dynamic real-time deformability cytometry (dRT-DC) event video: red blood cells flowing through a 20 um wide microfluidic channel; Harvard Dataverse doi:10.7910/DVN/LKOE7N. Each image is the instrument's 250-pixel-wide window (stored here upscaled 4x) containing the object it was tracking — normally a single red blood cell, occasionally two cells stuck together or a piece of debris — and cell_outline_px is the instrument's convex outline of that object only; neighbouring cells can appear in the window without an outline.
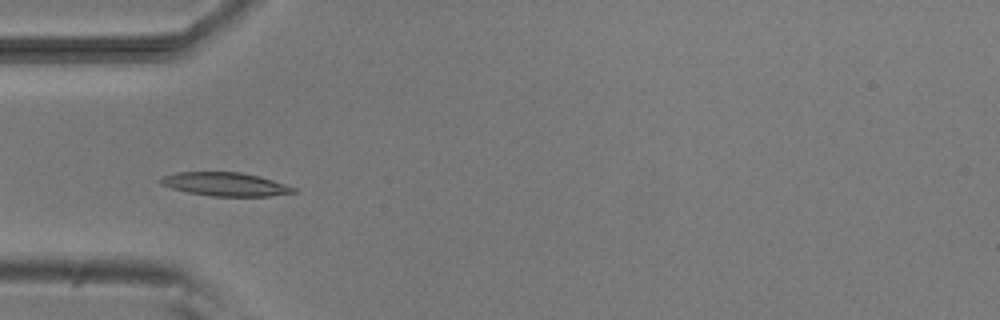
{"species": "common noctule bat (a hibernating species)", "species_latin": "Nyctalus noctula", "temperature_condition": "room temperature", "stored_images_in_passage": 6, "camera_frame_rate_fps": 3000, "um_per_image_px": 0.085, "animal": {"sex": "male", "body_mass_g": 20.5, "forearm_length_mm": 52.5}, "frame": {"image": 1, "passage_image": 5, "time_ms": 4.667, "image_size_px": [1000, 320], "cell_outline_px": [[300, 192], [272, 196], [212, 196], [188, 192], [172, 188], [160, 184], [156, 180], [160, 176], [176, 172], [240, 172], [260, 176], [296, 188]], "centroid_in_image_um": [19.13, 15.65], "position_along_channel_um": 65.9, "area_um2": 18.44}}
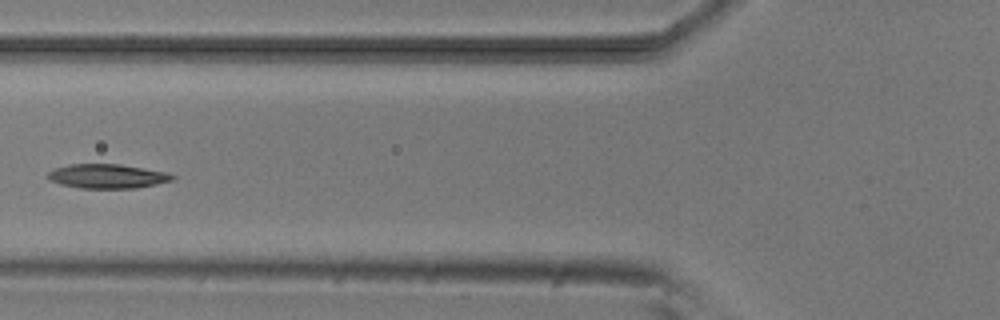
{"frame": {"image": 2, "passage_image": 6, "time_ms": 6.0, "image_size_px": [1000, 320], "cell_outline_px": [[176, 176], [172, 180], [156, 184], [136, 188], [80, 188], [60, 184], [48, 180], [48, 172], [56, 168], [68, 164], [120, 164], [144, 168], [164, 172]], "centroid_in_image_um": [9.09, 14.98], "position_along_channel_um": 116.7, "area_um2": 17.51}}